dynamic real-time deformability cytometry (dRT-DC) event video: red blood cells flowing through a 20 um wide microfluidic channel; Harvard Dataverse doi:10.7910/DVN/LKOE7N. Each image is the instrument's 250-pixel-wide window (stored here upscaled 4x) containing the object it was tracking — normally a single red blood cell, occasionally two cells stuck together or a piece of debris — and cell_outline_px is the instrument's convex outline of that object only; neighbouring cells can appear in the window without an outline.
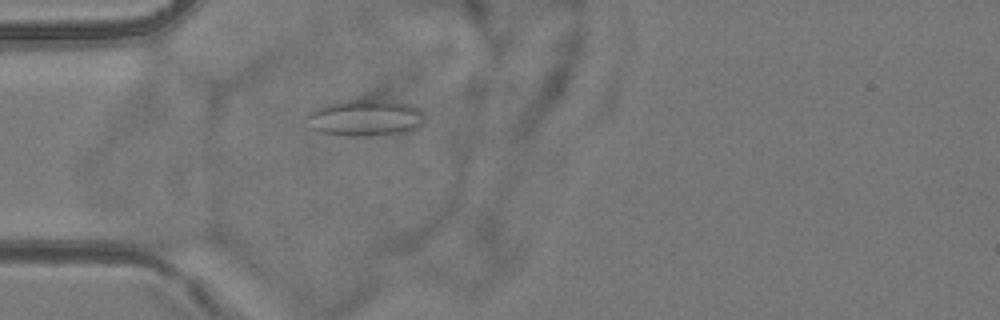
{"species": "common noctule bat (a hibernating species)", "species_latin": "Nyctalus noctula", "temperature_condition": "room temperature", "stored_images_in_passage": 44, "camera_frame_rate_fps": 3000, "um_per_image_px": 0.085, "animal": {"sex": "female", "body_mass_g": 24.6, "forearm_length_mm": 56.2}, "frame": {"image": 1, "passage_image": 6, "time_ms": 1.667, "image_size_px": [1000, 320], "cell_outline_px": [[424, 120], [416, 128], [408, 132], [372, 136], [348, 136], [316, 132], [308, 128], [304, 116], [308, 112], [324, 104], [336, 100], [356, 96], [368, 96], [412, 104], [420, 108], [424, 116]], "centroid_in_image_um": [30.97, 9.96], "position_along_channel_um": 54.0, "area_um2": 26.88}}
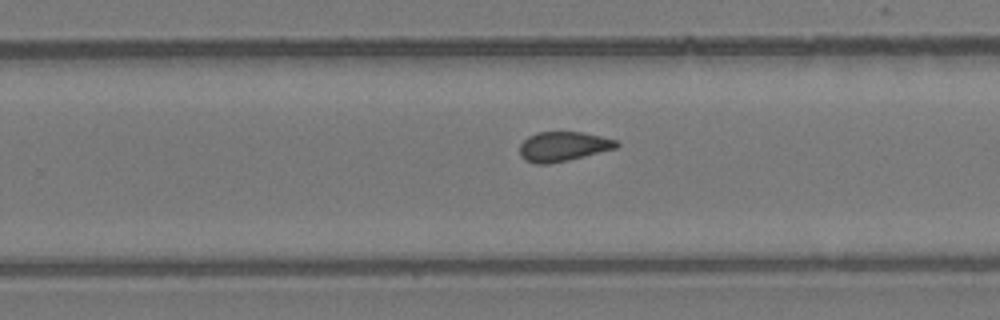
{"frame": {"image": 2, "passage_image": 24, "time_ms": 7.667, "image_size_px": [1000, 320], "cell_outline_px": [[620, 144], [616, 148], [568, 160], [548, 164], [536, 164], [524, 160], [520, 156], [520, 144], [528, 136], [536, 132], [584, 132], [616, 140]], "centroid_in_image_um": [47.84, 12.45], "position_along_channel_um": 282.0, "area_um2": 16.7}}
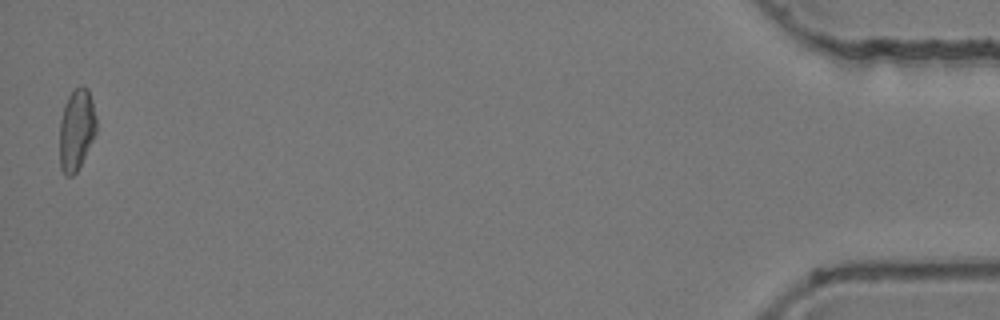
{"frame": {"image": 3, "passage_image": 43, "time_ms": 14.0, "image_size_px": [1000, 320], "cell_outline_px": [[96, 132], [76, 172], [72, 176], [64, 176], [60, 168], [60, 120], [64, 104], [68, 96], [80, 84], [84, 84], [88, 88], [92, 100], [96, 116]], "centroid_in_image_um": [6.49, 10.98], "position_along_channel_um": 428.7, "area_um2": 17.46}, "authors_computed_cell_mechanics": {"area_um2": 17.1088, "velocity_mm_per_s": 3.8908, "shape_relaxation_time_tau1_ms": null, "shape_relaxation_time_tau2_ms": 2.0692, "deformation_change_tau1": null, "deformation_change_tau2": 0.0941}}